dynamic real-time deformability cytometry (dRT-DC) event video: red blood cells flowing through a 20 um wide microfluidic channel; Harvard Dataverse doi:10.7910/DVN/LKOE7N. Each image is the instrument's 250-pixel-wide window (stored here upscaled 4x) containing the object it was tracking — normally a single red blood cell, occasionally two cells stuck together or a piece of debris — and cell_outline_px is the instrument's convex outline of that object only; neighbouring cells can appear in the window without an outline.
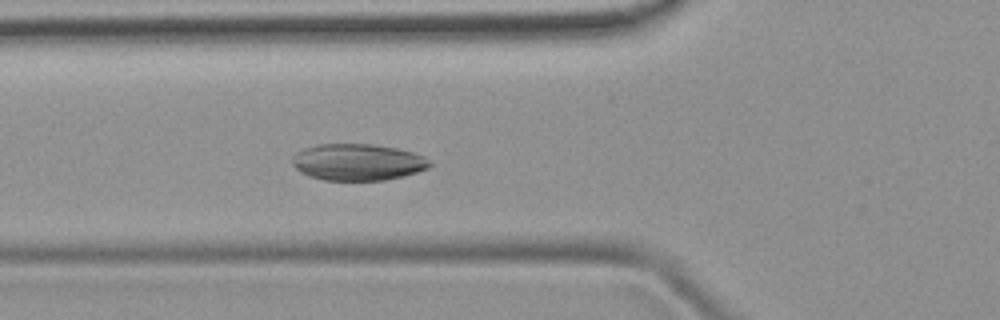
{"species": "common noctule bat (a hibernating species)", "species_latin": "Nyctalus noctula", "temperature_condition": "room temperature", "stored_images_in_passage": 42, "camera_frame_rate_fps": 3000, "um_per_image_px": 0.085, "animal": {"sex": "female", "body_mass_g": 19.9}, "frame": {"image": 1, "passage_image": 10, "time_ms": 3.0, "image_size_px": [1000, 320], "cell_outline_px": [[432, 164], [428, 168], [404, 176], [384, 180], [324, 180], [308, 176], [300, 172], [292, 164], [292, 156], [296, 152], [304, 148], [316, 144], [372, 144], [396, 148], [412, 152], [424, 156]], "centroid_in_image_um": [30.38, 13.78], "position_along_channel_um": 95.4, "area_um2": 29.42}}
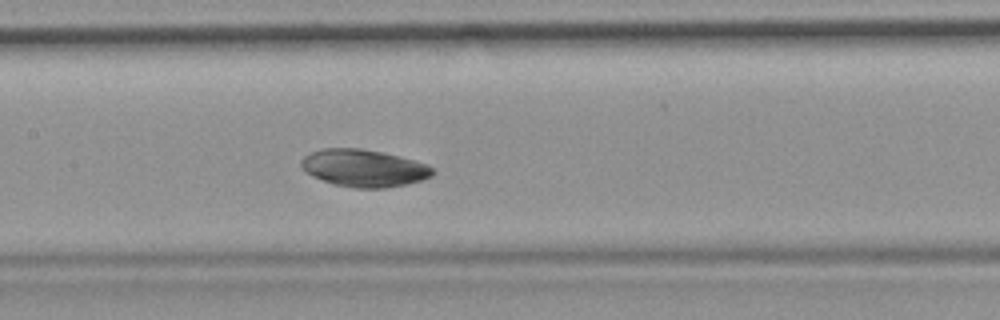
{"frame": {"image": 2, "passage_image": 16, "time_ms": 5.0, "image_size_px": [1000, 320], "cell_outline_px": [[436, 172], [432, 176], [408, 184], [388, 188], [356, 188], [332, 184], [312, 176], [304, 172], [300, 164], [300, 160], [304, 156], [312, 152], [324, 148], [360, 148], [380, 152], [428, 164]], "centroid_in_image_um": [30.9, 14.3], "position_along_channel_um": 176.5, "area_um2": 28.61}}
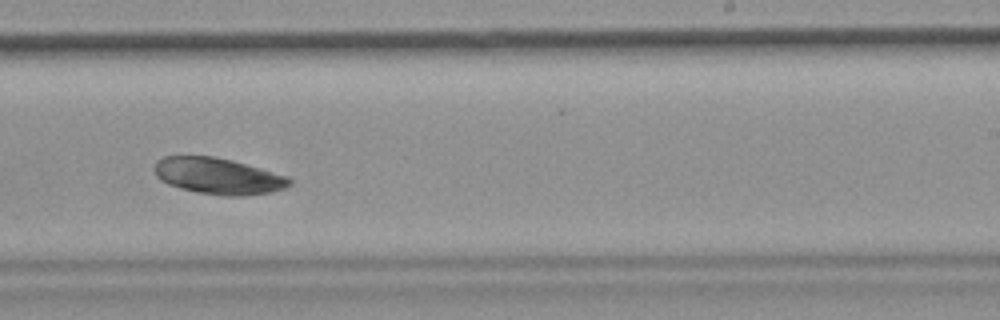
{"frame": {"image": 3, "passage_image": 23, "time_ms": 7.333, "image_size_px": [1000, 320], "cell_outline_px": [[292, 184], [284, 188], [268, 192], [244, 196], [224, 196], [196, 192], [180, 188], [168, 184], [160, 180], [156, 176], [152, 168], [156, 160], [164, 156], [212, 156], [232, 160], [292, 176]], "centroid_in_image_um": [18.55, 14.96], "position_along_channel_um": 270.5, "area_um2": 29.02}}